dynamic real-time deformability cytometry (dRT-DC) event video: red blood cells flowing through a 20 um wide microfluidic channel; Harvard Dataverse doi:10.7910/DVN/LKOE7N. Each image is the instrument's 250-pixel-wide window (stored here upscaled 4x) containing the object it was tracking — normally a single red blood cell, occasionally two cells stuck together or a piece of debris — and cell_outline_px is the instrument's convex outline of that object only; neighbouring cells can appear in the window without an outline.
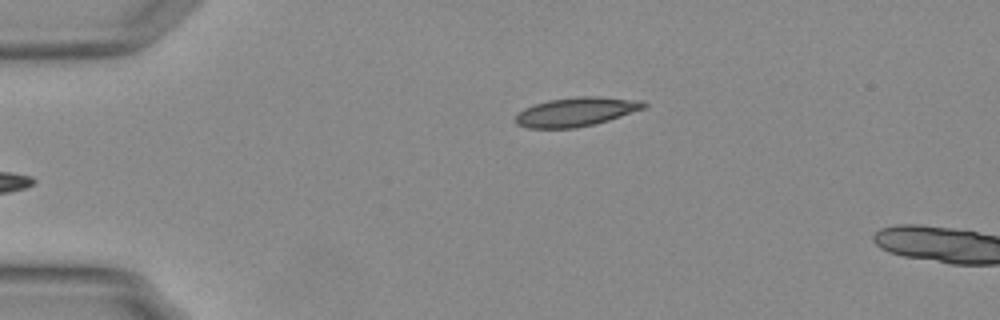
{"species": "Egyptian fruit bat (a non-hibernating species)", "species_latin": "Rousettus aegyptiacus", "temperature_condition": "warm", "stored_images_in_passage": 4, "camera_frame_rate_fps": 3000, "um_per_image_px": 0.085, "animal": {"sex": "female"}, "frame": {"image": 1, "passage_image": 1, "time_ms": 0.0, "image_size_px": [1000, 320], "cell_outline_px": [[648, 104], [644, 108], [596, 124], [576, 128], [528, 128], [516, 124], [516, 116], [524, 108], [548, 100], [576, 96], [600, 96], [644, 100]], "centroid_in_image_um": [49.0, 9.49], "position_along_channel_um": 36.0, "area_um2": 21.73}}